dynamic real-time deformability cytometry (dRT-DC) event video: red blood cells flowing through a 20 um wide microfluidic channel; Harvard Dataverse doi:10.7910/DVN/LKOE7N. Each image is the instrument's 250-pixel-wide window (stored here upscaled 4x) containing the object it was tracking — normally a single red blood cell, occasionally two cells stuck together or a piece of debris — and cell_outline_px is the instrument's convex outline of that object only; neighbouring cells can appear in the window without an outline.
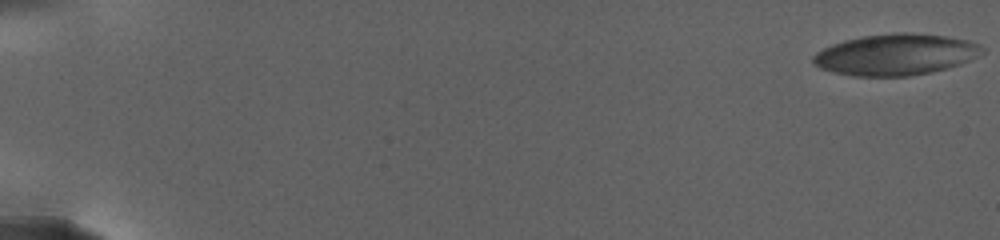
{"species": "human", "species_latin": "Homo sapiens", "temperature_condition": "warm", "stored_images_in_passage": 23, "camera_frame_rate_fps": 3000, "um_per_image_px": 0.085, "donor": {"sex": "female"}, "frame": {"image": 1, "passage_image": 1, "time_ms": 0.0, "image_size_px": [1000, 240], "cell_outline_px": [[984, 52], [960, 64], [948, 68], [932, 72], [908, 76], [856, 76], [836, 72], [820, 68], [812, 60], [812, 56], [816, 52], [832, 44], [844, 40], [864, 36], [904, 32], [944, 36], [968, 40], [984, 48]], "centroid_in_image_um": [76.13, 4.64], "position_along_channel_um": 8.9, "area_um2": 40.17}}
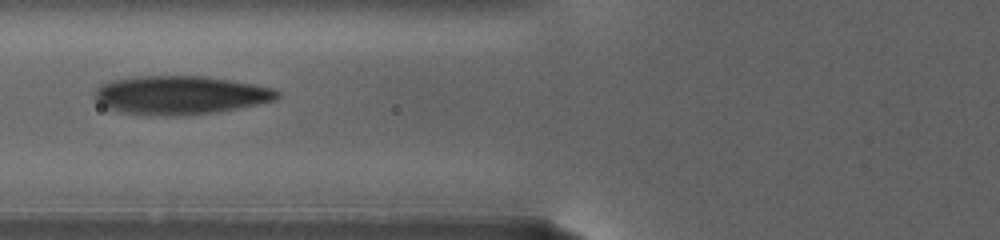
{"frame": {"image": 2, "passage_image": 14, "time_ms": 12.0, "image_size_px": [1000, 240], "cell_outline_px": [[280, 96], [276, 100], [216, 112], [184, 116], [164, 116], [120, 112], [108, 108], [100, 104], [96, 100], [96, 88], [100, 84], [112, 80], [136, 76], [204, 76], [232, 80], [272, 88], [280, 92]], "centroid_in_image_um": [15.31, 8.08], "position_along_channel_um": 110.5, "area_um2": 41.04}}
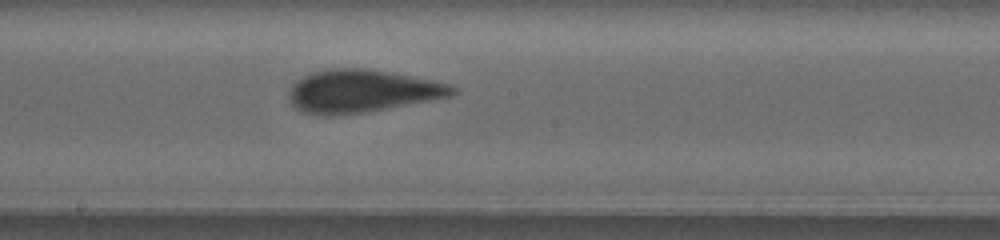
{"frame": {"image": 3, "passage_image": 23, "time_ms": 16.333, "image_size_px": [1000, 240], "cell_outline_px": [[456, 92], [448, 96], [364, 112], [332, 116], [316, 116], [300, 112], [288, 100], [288, 88], [296, 80], [312, 72], [328, 68], [356, 68], [384, 72], [428, 80], [448, 84], [456, 88]], "centroid_in_image_um": [30.58, 7.77], "position_along_channel_um": 217.6, "area_um2": 40.06}}